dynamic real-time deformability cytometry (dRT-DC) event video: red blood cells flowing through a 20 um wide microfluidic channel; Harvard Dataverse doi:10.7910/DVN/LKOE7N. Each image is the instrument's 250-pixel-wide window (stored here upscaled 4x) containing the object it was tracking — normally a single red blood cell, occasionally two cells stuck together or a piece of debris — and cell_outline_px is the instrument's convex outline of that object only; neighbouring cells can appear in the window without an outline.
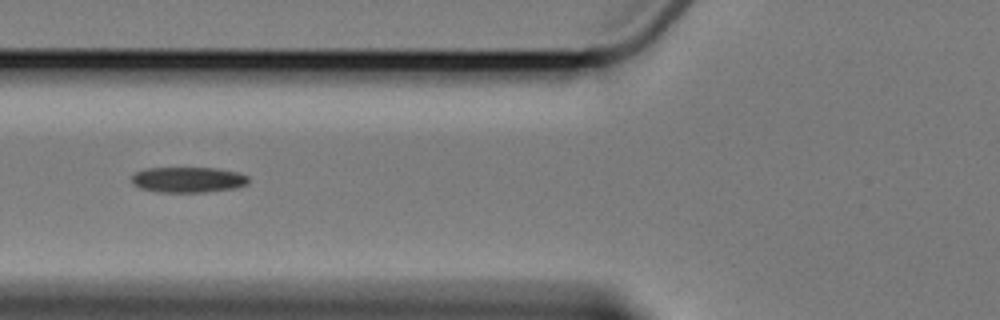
{"species": "Egyptian fruit bat (a non-hibernating species)", "species_latin": "Rousettus aegyptiacus", "temperature_condition": "cold", "stored_images_in_passage": 4, "camera_frame_rate_fps": 3000, "um_per_image_px": 0.085, "animal": {"sex": "female"}, "frame": {"image": 1, "passage_image": 4, "time_ms": 3.667, "image_size_px": [1000, 320], "cell_outline_px": [[248, 184], [236, 188], [204, 192], [160, 192], [140, 188], [132, 184], [132, 176], [136, 172], [144, 168], [216, 168], [240, 172], [248, 176]], "centroid_in_image_um": [16.0, 15.27], "position_along_channel_um": 109.8, "area_um2": 17.51}}